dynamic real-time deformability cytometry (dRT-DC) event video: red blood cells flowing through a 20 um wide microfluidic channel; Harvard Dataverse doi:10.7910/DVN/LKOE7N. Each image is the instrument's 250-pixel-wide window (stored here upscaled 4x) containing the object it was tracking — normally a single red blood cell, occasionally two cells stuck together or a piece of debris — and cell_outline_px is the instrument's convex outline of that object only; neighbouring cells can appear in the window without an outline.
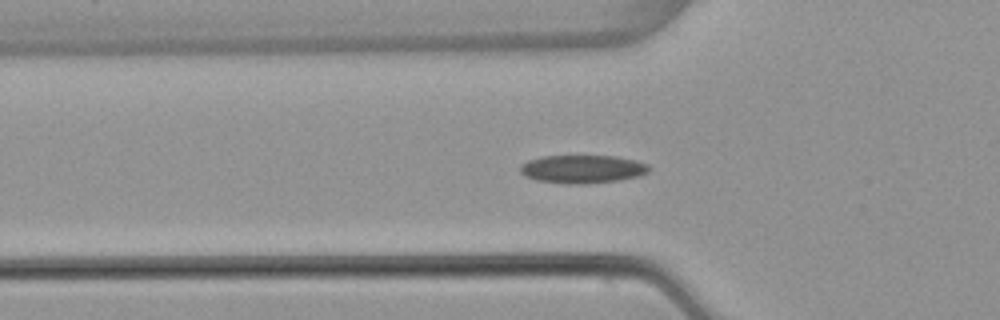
{"species": "common noctule bat (a hibernating species)", "species_latin": "Nyctalus noctula", "temperature_condition": "warm", "stored_images_in_passage": 54, "camera_frame_rate_fps": 3000, "um_per_image_px": 0.085, "animal": {"sex": "female", "body_mass_g": 22.7, "forearm_length_mm": 54.2}, "frame": {"image": 1, "passage_image": 17, "time_ms": 5.333, "image_size_px": [1000, 320], "cell_outline_px": [[652, 168], [648, 172], [640, 176], [620, 180], [584, 184], [568, 184], [536, 180], [524, 176], [520, 172], [520, 164], [528, 160], [540, 156], [616, 156], [648, 164]], "centroid_in_image_um": [49.5, 14.37], "position_along_channel_um": 76.3, "area_um2": 21.33}}
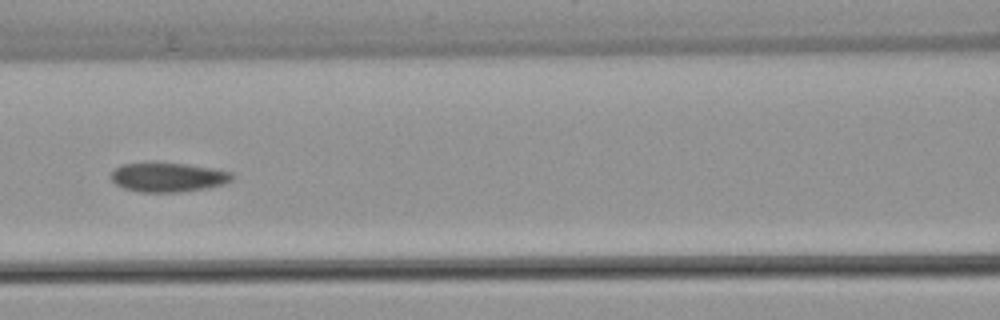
{"frame": {"image": 2, "passage_image": 23, "time_ms": 7.333, "image_size_px": [1000, 320], "cell_outline_px": [[232, 180], [224, 184], [204, 188], [180, 192], [140, 192], [124, 188], [116, 184], [112, 180], [112, 172], [120, 164], [184, 164], [232, 172]], "centroid_in_image_um": [14.28, 15.09], "position_along_channel_um": 152.3, "area_um2": 20.0}}
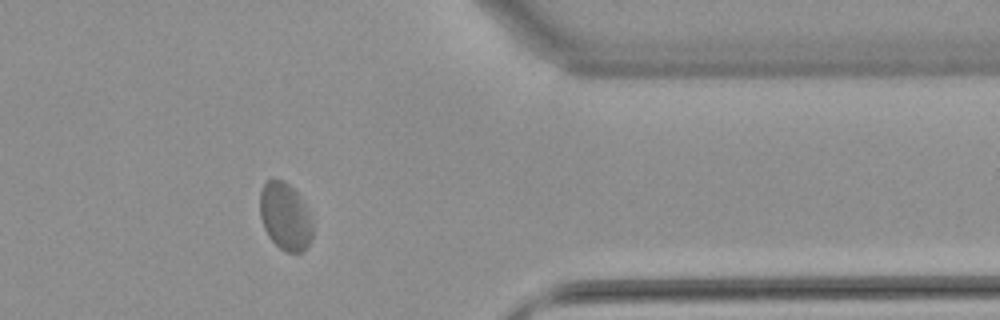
{"frame": {"image": 3, "passage_image": 43, "time_ms": 14.0, "image_size_px": [1000, 320], "cell_outline_px": [[312, 236], [304, 252], [288, 252], [280, 248], [268, 236], [264, 228], [260, 216], [260, 192], [264, 184], [272, 176], [284, 180], [300, 196], [312, 220]], "centroid_in_image_um": [24.22, 18.37], "position_along_channel_um": 387.2, "area_um2": 20.75}, "authors_computed_cell_mechanics": {"area_um2": 21.0103, "velocity_mm_per_s": 3.7722, "shape_relaxation_time_tau1_ms": null, "shape_relaxation_time_tau2_ms": 0.7811, "deformation_change_tau1": null, "deformation_change_tau2": 0.0401}}